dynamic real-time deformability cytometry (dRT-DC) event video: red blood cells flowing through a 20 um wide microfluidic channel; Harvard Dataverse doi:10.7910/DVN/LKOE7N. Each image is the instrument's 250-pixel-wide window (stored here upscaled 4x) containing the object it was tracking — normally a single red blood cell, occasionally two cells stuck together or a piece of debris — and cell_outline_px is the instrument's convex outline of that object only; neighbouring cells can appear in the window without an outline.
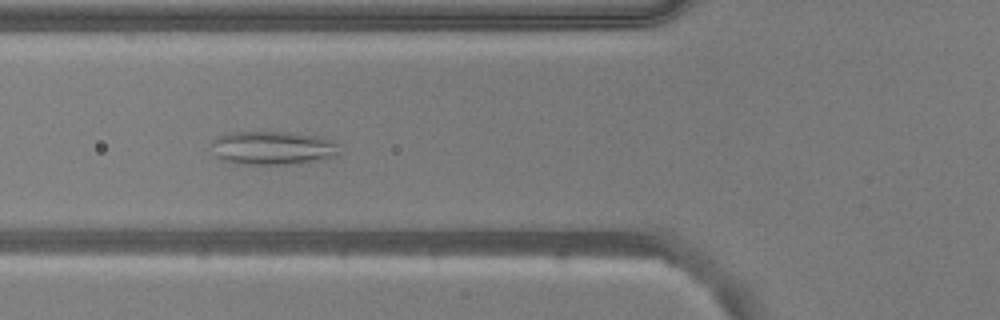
{"species": "common noctule bat (a hibernating species)", "species_latin": "Nyctalus noctula", "temperature_condition": "warm", "stored_images_in_passage": 40, "camera_frame_rate_fps": 3000, "um_per_image_px": 0.085, "animal": {"sex": "male", "body_mass_g": 20.5, "forearm_length_mm": 52.5}, "frame": {"image": 1, "passage_image": 6, "time_ms": 1.667, "image_size_px": [1000, 320], "cell_outline_px": [[336, 152], [324, 160], [284, 164], [236, 164], [220, 160], [216, 156], [212, 144], [212, 140], [216, 136], [228, 132], [288, 132], [320, 136], [332, 140], [336, 144]], "centroid_in_image_um": [23.1, 12.57], "position_along_channel_um": 102.7, "area_um2": 24.97}}
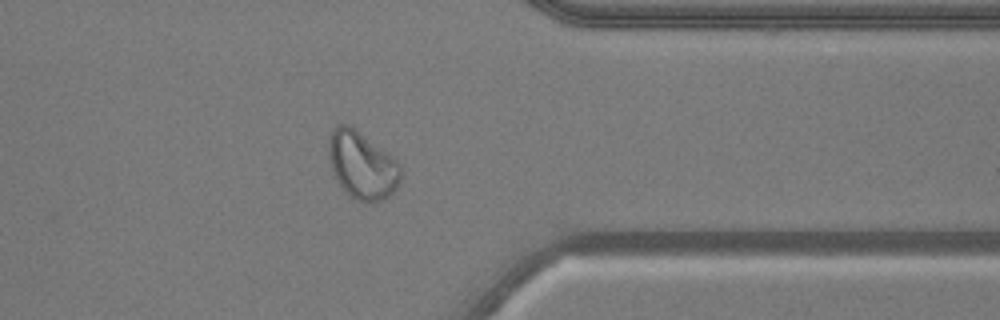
{"frame": {"image": 2, "passage_image": 29, "time_ms": 9.333, "image_size_px": [1000, 320], "cell_outline_px": [[400, 180], [396, 188], [388, 196], [380, 200], [364, 204], [348, 196], [332, 176], [328, 156], [328, 140], [332, 128], [336, 124], [348, 124], [356, 128], [392, 156], [400, 164]], "centroid_in_image_um": [30.72, 14.04], "position_along_channel_um": 380.7, "area_um2": 28.9}}
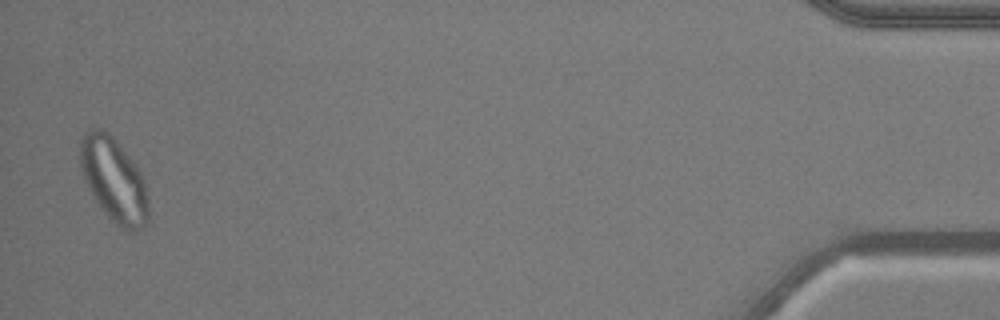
{"frame": {"image": 3, "passage_image": 39, "time_ms": 12.667, "image_size_px": [1000, 320], "cell_outline_px": [[148, 220], [144, 228], [132, 232], [120, 228], [104, 212], [88, 188], [80, 168], [80, 140], [84, 132], [92, 128], [104, 128], [116, 140], [136, 164], [144, 180], [148, 200]], "centroid_in_image_um": [9.68, 15.28], "position_along_channel_um": 425.5, "area_um2": 33.64}, "authors_computed_cell_mechanics": {"area_um2": 27.0215, "velocity_mm_per_s": 3.7471, "shape_relaxation_time_tau1_ms": null, "shape_relaxation_time_tau2_ms": 0.8622, "deformation_change_tau1": null, "deformation_change_tau2": 0.0659}}